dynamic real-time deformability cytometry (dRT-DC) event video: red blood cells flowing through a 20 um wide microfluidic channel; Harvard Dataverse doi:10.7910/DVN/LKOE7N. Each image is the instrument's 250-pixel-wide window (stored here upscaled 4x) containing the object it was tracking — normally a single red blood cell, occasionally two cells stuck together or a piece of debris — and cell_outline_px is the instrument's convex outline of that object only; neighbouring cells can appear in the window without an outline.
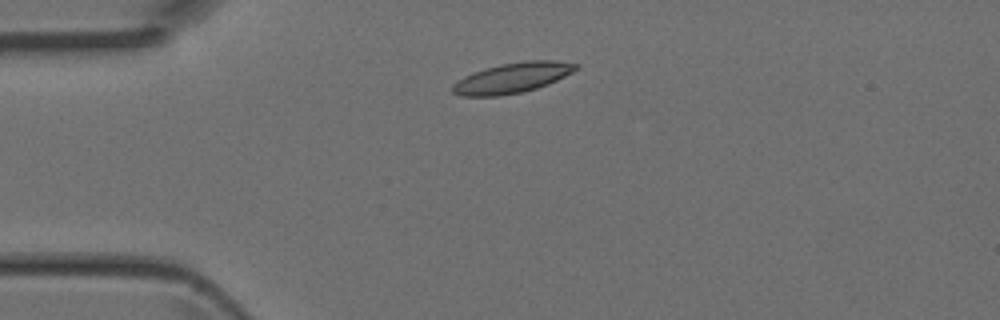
{"species": "Egyptian fruit bat (a non-hibernating species)", "species_latin": "Rousettus aegyptiacus", "temperature_condition": "room temperature", "stored_images_in_passage": 3, "camera_frame_rate_fps": 3000, "um_per_image_px": 0.085, "animal": {"sex": "female"}, "frame": {"image": 1, "passage_image": 2, "time_ms": 0.333, "image_size_px": [1000, 320], "cell_outline_px": [[580, 68], [548, 84], [536, 88], [520, 92], [496, 96], [460, 96], [452, 92], [452, 84], [464, 76], [472, 72], [500, 64], [524, 60], [556, 60], [580, 64]], "centroid_in_image_um": [43.55, 6.6], "position_along_channel_um": 41.4, "area_um2": 21.79}}
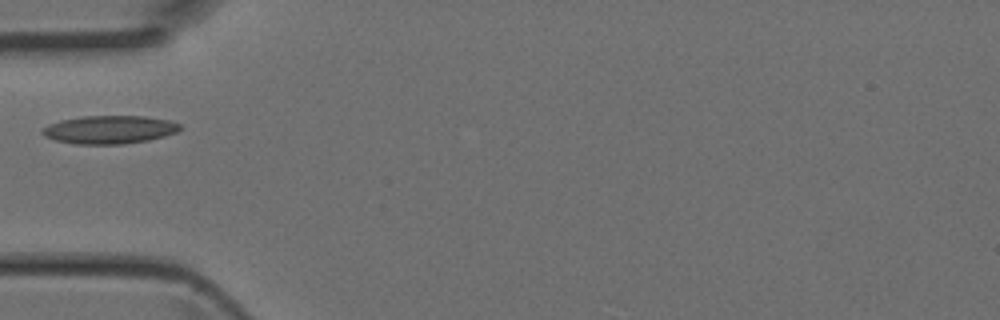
{"frame": {"image": 2, "passage_image": 3, "time_ms": 0.667, "image_size_px": [1000, 320], "cell_outline_px": [[184, 128], [176, 132], [164, 136], [148, 140], [124, 144], [76, 144], [56, 140], [44, 136], [40, 132], [48, 124], [60, 120], [80, 116], [144, 116], [168, 120], [180, 124]], "centroid_in_image_um": [9.3, 11.01], "position_along_channel_um": 75.7, "area_um2": 22.66}}